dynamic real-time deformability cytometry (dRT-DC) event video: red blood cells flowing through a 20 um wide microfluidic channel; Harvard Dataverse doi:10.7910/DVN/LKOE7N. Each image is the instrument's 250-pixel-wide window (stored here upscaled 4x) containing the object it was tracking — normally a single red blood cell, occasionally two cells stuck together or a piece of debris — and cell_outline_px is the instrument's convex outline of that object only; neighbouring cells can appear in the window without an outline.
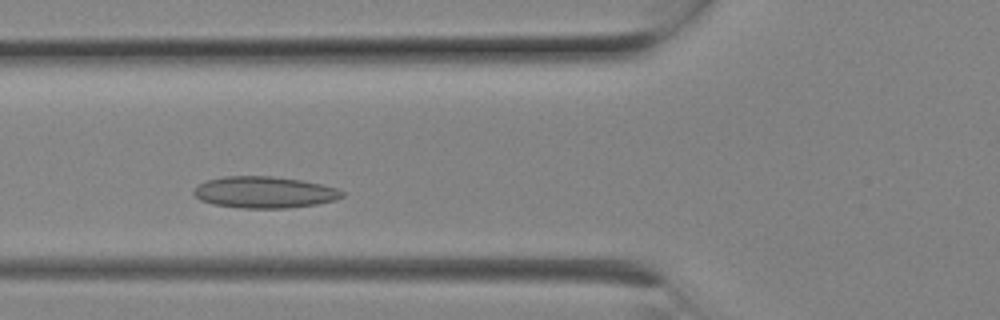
{"species": "Egyptian fruit bat (a non-hibernating species)", "species_latin": "Rousettus aegyptiacus", "temperature_condition": "room temperature", "stored_images_in_passage": 5, "camera_frame_rate_fps": 3000, "um_per_image_px": 0.085, "animal": {"sex": "female"}, "frame": {"image": 1, "passage_image": 4, "time_ms": 1.0, "image_size_px": [1000, 320], "cell_outline_px": [[344, 196], [336, 200], [316, 204], [288, 208], [240, 208], [212, 204], [200, 200], [192, 192], [196, 184], [208, 180], [224, 176], [272, 176], [300, 180], [320, 184], [336, 188], [344, 192]], "centroid_in_image_um": [22.44, 16.34], "position_along_channel_um": 103.4, "area_um2": 27.34}}
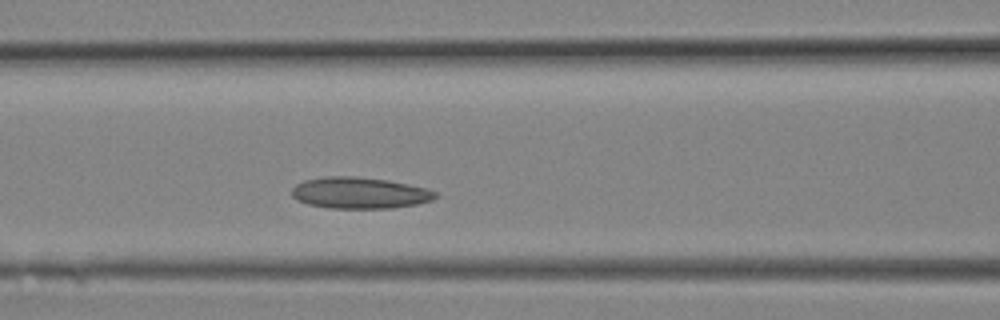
{"frame": {"image": 2, "passage_image": 5, "time_ms": 1.333, "image_size_px": [1000, 320], "cell_outline_px": [[436, 196], [432, 200], [416, 204], [392, 208], [332, 208], [308, 204], [296, 200], [292, 196], [292, 188], [296, 184], [304, 180], [324, 176], [356, 176], [388, 180], [428, 188], [436, 192]], "centroid_in_image_um": [30.55, 16.39], "position_along_channel_um": 136.1, "area_um2": 26.3}}